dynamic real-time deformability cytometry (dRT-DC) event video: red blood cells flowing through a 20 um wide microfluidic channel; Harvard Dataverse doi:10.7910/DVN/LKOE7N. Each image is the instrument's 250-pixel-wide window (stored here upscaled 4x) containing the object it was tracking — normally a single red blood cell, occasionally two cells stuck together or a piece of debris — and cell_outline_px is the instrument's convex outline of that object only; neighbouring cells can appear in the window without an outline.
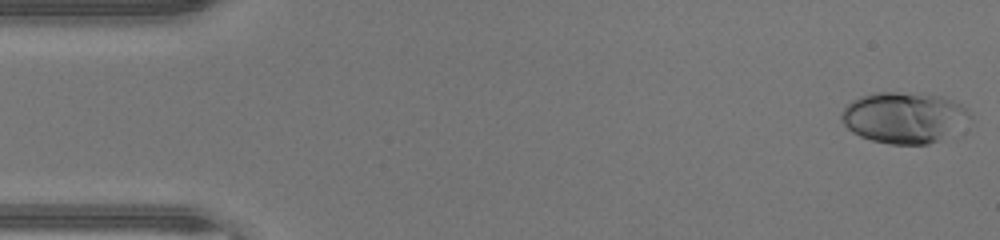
{"species": "human", "species_latin": "Homo sapiens", "temperature_condition": "warm", "stored_images_in_passage": 46, "camera_frame_rate_fps": 3000, "um_per_image_px": 0.085, "donor": {"sex": "male"}, "frame": {"image": 1, "passage_image": 1, "time_ms": 0.0, "image_size_px": [1000, 240], "cell_outline_px": [[972, 116], [940, 140], [928, 144], [888, 144], [872, 140], [860, 136], [852, 132], [840, 120], [840, 116], [844, 108], [852, 100], [860, 96], [876, 92], [896, 92], [944, 96], [968, 108]], "centroid_in_image_um": [76.8, 9.98], "position_along_channel_um": 8.2, "area_um2": 37.97}}
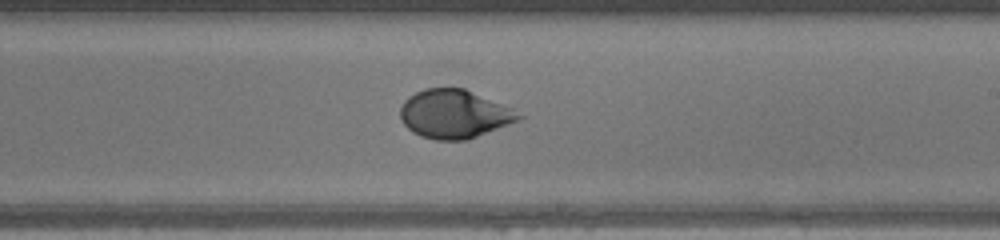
{"frame": {"image": 2, "passage_image": 27, "time_ms": 8.667, "image_size_px": [1000, 240], "cell_outline_px": [[524, 116], [520, 120], [468, 140], [436, 140], [420, 136], [412, 132], [400, 120], [400, 108], [404, 100], [408, 96], [424, 88], [464, 88], [512, 108]], "centroid_in_image_um": [38.6, 9.7], "position_along_channel_um": 250.4, "area_um2": 33.64}}
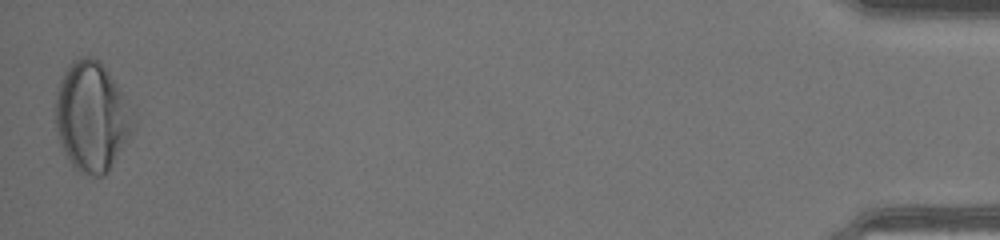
{"frame": {"image": 3, "passage_image": 46, "time_ms": 15.0, "image_size_px": [1000, 240], "cell_outline_px": [[136, 128], [108, 172], [104, 176], [92, 176], [80, 172], [68, 160], [60, 144], [56, 128], [52, 108], [60, 76], [68, 64], [72, 60], [80, 56], [88, 56], [96, 60], [108, 72], [136, 108]], "centroid_in_image_um": [7.82, 9.91], "position_along_channel_um": 427.4, "area_um2": 51.21}, "authors_computed_cell_mechanics": {"area_um2": 34.8823, "velocity_mm_per_s": 4.4162, "shape_relaxation_time_tau1_ms": 3.1462, "shape_relaxation_time_tau2_ms": null, "deformation_change_tau1": 0.2015, "deformation_change_tau2": null}}